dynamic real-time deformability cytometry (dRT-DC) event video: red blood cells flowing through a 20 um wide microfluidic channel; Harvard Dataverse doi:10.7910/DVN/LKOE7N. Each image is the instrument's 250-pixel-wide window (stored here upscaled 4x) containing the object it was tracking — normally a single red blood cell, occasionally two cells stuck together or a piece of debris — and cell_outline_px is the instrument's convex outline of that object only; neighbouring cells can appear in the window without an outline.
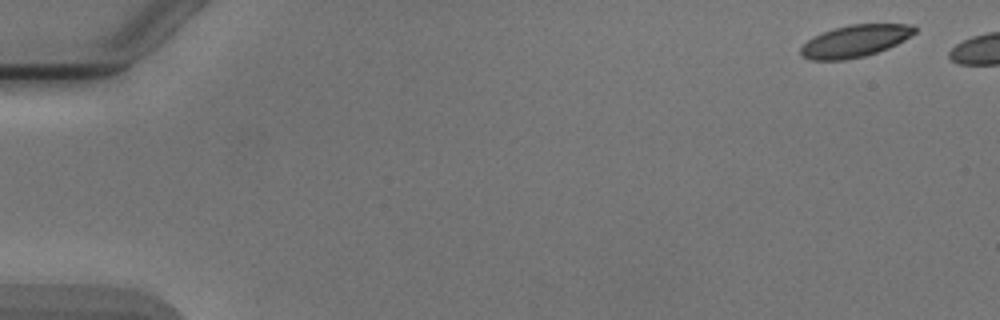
{"species": "Egyptian fruit bat (a non-hibernating species)", "species_latin": "Rousettus aegyptiacus", "temperature_condition": "cold", "stored_images_in_passage": 6, "camera_frame_rate_fps": 3000, "um_per_image_px": 0.085, "animal": {"sex": "male"}, "frame": {"image": 1, "passage_image": 1, "time_ms": 0.0, "image_size_px": [1000, 320], "cell_outline_px": [[916, 32], [904, 40], [888, 48], [864, 56], [844, 60], [812, 60], [800, 56], [800, 48], [808, 40], [832, 28], [848, 24], [912, 24], [916, 28]], "centroid_in_image_um": [72.67, 3.48], "position_along_channel_um": 12.3, "area_um2": 21.21}}